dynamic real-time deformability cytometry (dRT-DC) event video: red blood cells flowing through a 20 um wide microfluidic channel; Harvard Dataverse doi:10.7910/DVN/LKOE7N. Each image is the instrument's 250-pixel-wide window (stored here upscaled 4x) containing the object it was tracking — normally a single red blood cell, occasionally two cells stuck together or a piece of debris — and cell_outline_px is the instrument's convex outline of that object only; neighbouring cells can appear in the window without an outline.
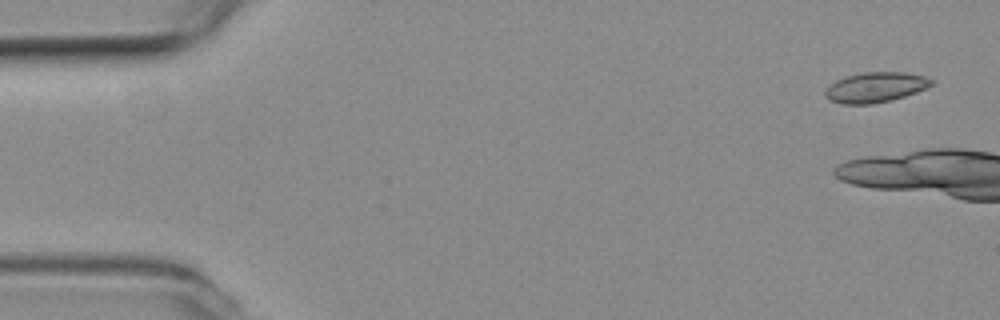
{"species": "common noctule bat (a hibernating species)", "species_latin": "Nyctalus noctula", "temperature_condition": "room temperature", "stored_images_in_passage": 2, "camera_frame_rate_fps": 3000, "um_per_image_px": 0.085, "animal": {"sex": "female", "body_mass_g": 19.3, "forearm_length_mm": 54.1}, "frame": {"image": 1, "passage_image": 1, "time_ms": 0.0, "image_size_px": [1000, 320], "cell_outline_px": [[932, 84], [916, 92], [892, 100], [872, 104], [840, 104], [828, 100], [824, 96], [824, 92], [836, 80], [844, 76], [860, 72], [904, 72], [924, 76], [932, 80]], "centroid_in_image_um": [74.36, 7.42], "position_along_channel_um": 10.6, "area_um2": 18.67}}